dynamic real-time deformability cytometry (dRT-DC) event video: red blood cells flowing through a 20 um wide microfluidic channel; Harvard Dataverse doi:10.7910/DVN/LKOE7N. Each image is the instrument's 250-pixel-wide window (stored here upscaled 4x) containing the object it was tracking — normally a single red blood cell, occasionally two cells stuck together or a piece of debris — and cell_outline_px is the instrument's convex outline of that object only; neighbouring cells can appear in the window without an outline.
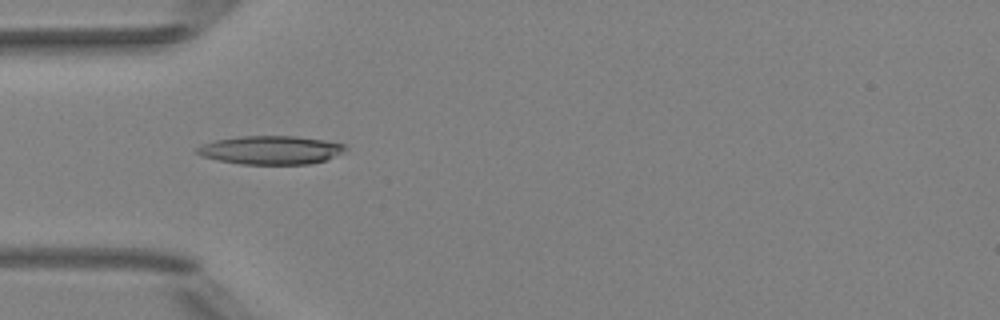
{"species": "Egyptian fruit bat (a non-hibernating species)", "species_latin": "Rousettus aegyptiacus", "temperature_condition": "room temperature", "stored_images_in_passage": 51, "camera_frame_rate_fps": 3000, "um_per_image_px": 0.085, "animal": {"sex": "female"}, "frame": {"image": 1, "passage_image": 16, "time_ms": 5.0, "image_size_px": [1000, 320], "cell_outline_px": [[348, 148], [324, 160], [308, 164], [240, 164], [200, 156], [196, 152], [196, 148], [200, 144], [216, 140], [240, 136], [296, 136], [324, 140], [344, 144]], "centroid_in_image_um": [22.96, 12.74], "position_along_channel_um": 62.0, "area_um2": 24.45}}
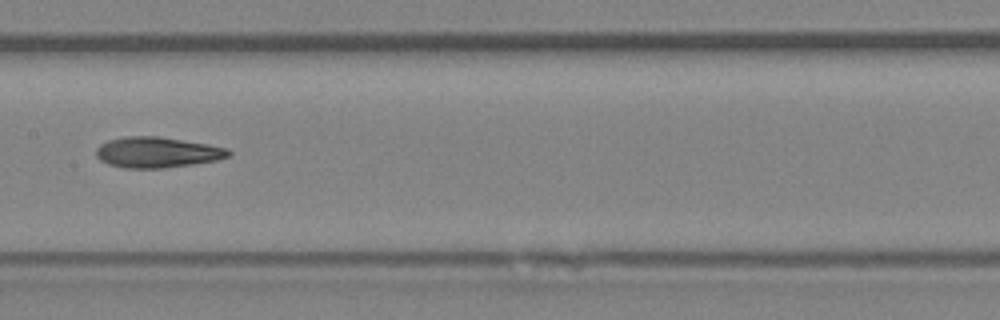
{"frame": {"image": 2, "passage_image": 26, "time_ms": 8.333, "image_size_px": [1000, 320], "cell_outline_px": [[232, 152], [228, 156], [216, 160], [192, 164], [164, 168], [124, 168], [108, 164], [100, 160], [96, 156], [96, 148], [100, 144], [108, 140], [124, 136], [160, 136], [208, 144], [228, 148]], "centroid_in_image_um": [13.34, 12.94], "position_along_channel_um": 194.1, "area_um2": 23.76}}
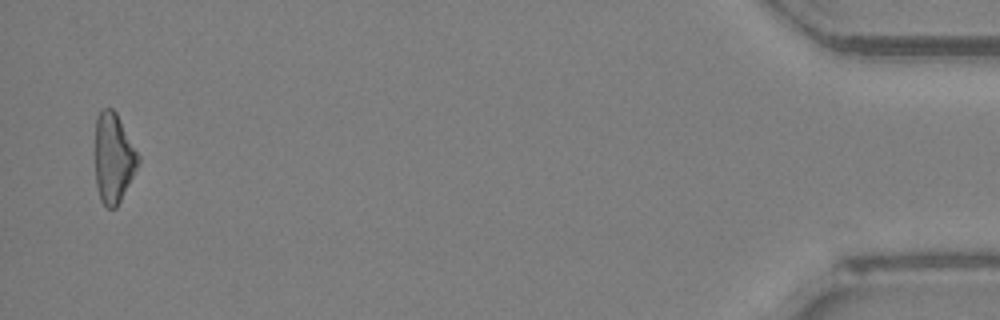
{"frame": {"image": 3, "passage_image": 50, "time_ms": 16.333, "image_size_px": [1000, 320], "cell_outline_px": [[140, 160], [116, 208], [108, 208], [100, 200], [96, 184], [96, 116], [104, 108], [112, 108], [116, 112], [140, 156]], "centroid_in_image_um": [9.64, 13.41], "position_along_channel_um": 425.6, "area_um2": 22.14}, "authors_computed_cell_mechanics": {"area_um2": 23.5824, "velocity_mm_per_s": 4.0284, "shape_relaxation_time_tau1_ms": 10.7463, "shape_relaxation_time_tau2_ms": 4.7883, "deformation_change_tau1": 0.2291, "deformation_change_tau2": 0.1548}}